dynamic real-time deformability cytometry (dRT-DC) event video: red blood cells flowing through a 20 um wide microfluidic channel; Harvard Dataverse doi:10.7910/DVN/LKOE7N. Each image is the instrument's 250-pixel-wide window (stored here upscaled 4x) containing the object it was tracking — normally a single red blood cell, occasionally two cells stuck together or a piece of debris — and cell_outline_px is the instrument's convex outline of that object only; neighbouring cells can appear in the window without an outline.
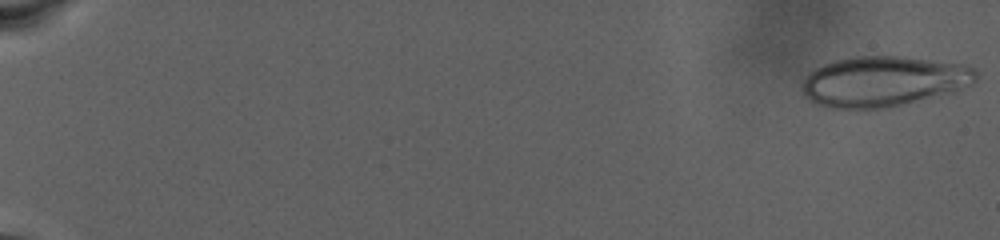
{"species": "human", "species_latin": "Homo sapiens", "temperature_condition": "warm", "stored_images_in_passage": 85, "camera_frame_rate_fps": 3000, "um_per_image_px": 0.085, "donor": {"sex": "male"}, "frame": {"image": 1, "passage_image": 1, "time_ms": 0.0, "image_size_px": [1000, 240], "cell_outline_px": [[980, 76], [976, 80], [956, 92], [884, 108], [832, 108], [816, 104], [804, 92], [804, 80], [816, 68], [824, 64], [836, 60], [852, 56], [900, 56], [960, 64], [972, 68]], "centroid_in_image_um": [75.14, 6.91], "position_along_channel_um": 9.9, "area_um2": 50.4}}
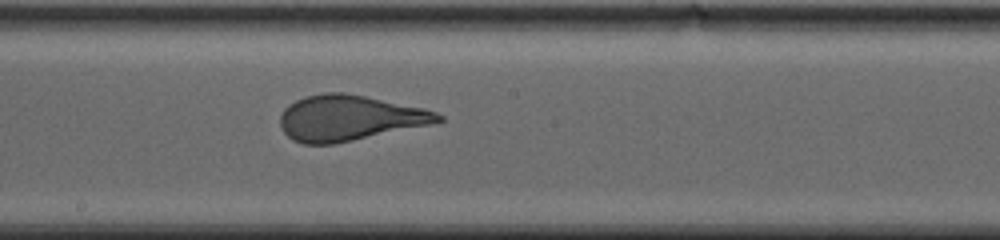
{"frame": {"image": 2, "passage_image": 51, "time_ms": 16.667, "image_size_px": [1000, 240], "cell_outline_px": [[444, 120], [428, 124], [352, 140], [332, 144], [304, 144], [292, 140], [284, 132], [280, 124], [280, 116], [284, 108], [288, 104], [296, 100], [308, 96], [324, 92], [344, 92], [424, 108], [436, 112], [444, 116]], "centroid_in_image_um": [29.64, 10.02], "position_along_channel_um": 218.6, "area_um2": 41.33}}
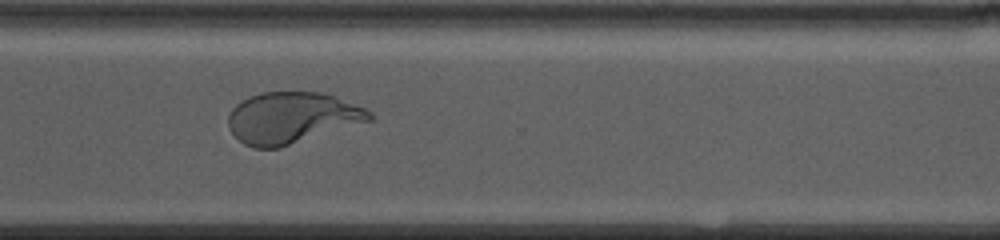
{"frame": {"image": 3, "passage_image": 66, "time_ms": 21.667, "image_size_px": [1000, 240], "cell_outline_px": [[372, 120], [280, 148], [252, 148], [244, 144], [228, 128], [228, 116], [232, 108], [240, 100], [248, 96], [264, 92], [320, 92], [332, 96], [364, 108], [372, 112]], "centroid_in_image_um": [24.76, 10.02], "position_along_channel_um": 345.8, "area_um2": 42.08}}